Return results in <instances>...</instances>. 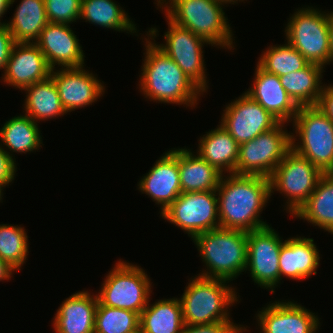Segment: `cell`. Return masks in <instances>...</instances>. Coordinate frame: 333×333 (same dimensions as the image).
Listing matches in <instances>:
<instances>
[{"label":"cell","mask_w":333,"mask_h":333,"mask_svg":"<svg viewBox=\"0 0 333 333\" xmlns=\"http://www.w3.org/2000/svg\"><path fill=\"white\" fill-rule=\"evenodd\" d=\"M158 32L156 27L148 28V38H144L145 57L139 75V90L150 101L183 104L193 109L204 92L156 45L154 39Z\"/></svg>","instance_id":"6da1fadb"},{"label":"cell","mask_w":333,"mask_h":333,"mask_svg":"<svg viewBox=\"0 0 333 333\" xmlns=\"http://www.w3.org/2000/svg\"><path fill=\"white\" fill-rule=\"evenodd\" d=\"M216 192L220 228L251 232L269 226L260 216L271 198L269 178L223 174Z\"/></svg>","instance_id":"7a4b0ae2"},{"label":"cell","mask_w":333,"mask_h":333,"mask_svg":"<svg viewBox=\"0 0 333 333\" xmlns=\"http://www.w3.org/2000/svg\"><path fill=\"white\" fill-rule=\"evenodd\" d=\"M206 270L198 276L227 280L239 277L247 267V232L217 228L192 238Z\"/></svg>","instance_id":"3957f363"},{"label":"cell","mask_w":333,"mask_h":333,"mask_svg":"<svg viewBox=\"0 0 333 333\" xmlns=\"http://www.w3.org/2000/svg\"><path fill=\"white\" fill-rule=\"evenodd\" d=\"M163 4L161 10L165 9V16L175 24L189 29L211 46L234 50V34L223 10L225 4L216 0H167Z\"/></svg>","instance_id":"277c9868"},{"label":"cell","mask_w":333,"mask_h":333,"mask_svg":"<svg viewBox=\"0 0 333 333\" xmlns=\"http://www.w3.org/2000/svg\"><path fill=\"white\" fill-rule=\"evenodd\" d=\"M190 279L179 298L184 325L234 322L230 319L229 307L238 302L239 296L229 281L197 275Z\"/></svg>","instance_id":"5b68a950"},{"label":"cell","mask_w":333,"mask_h":333,"mask_svg":"<svg viewBox=\"0 0 333 333\" xmlns=\"http://www.w3.org/2000/svg\"><path fill=\"white\" fill-rule=\"evenodd\" d=\"M292 124L291 149L324 174L333 173V122L328 116L316 105L301 106Z\"/></svg>","instance_id":"8992f818"},{"label":"cell","mask_w":333,"mask_h":333,"mask_svg":"<svg viewBox=\"0 0 333 333\" xmlns=\"http://www.w3.org/2000/svg\"><path fill=\"white\" fill-rule=\"evenodd\" d=\"M104 279L97 297L109 307L141 314L151 299V282L141 266L119 259Z\"/></svg>","instance_id":"52a82bcc"},{"label":"cell","mask_w":333,"mask_h":333,"mask_svg":"<svg viewBox=\"0 0 333 333\" xmlns=\"http://www.w3.org/2000/svg\"><path fill=\"white\" fill-rule=\"evenodd\" d=\"M285 27L287 42L309 63L330 64L329 12L314 7L298 8Z\"/></svg>","instance_id":"ba28073f"},{"label":"cell","mask_w":333,"mask_h":333,"mask_svg":"<svg viewBox=\"0 0 333 333\" xmlns=\"http://www.w3.org/2000/svg\"><path fill=\"white\" fill-rule=\"evenodd\" d=\"M323 175L313 163L291 149L269 177L270 196L274 191L284 194L287 198L284 210L293 216L308 200Z\"/></svg>","instance_id":"9c48e42d"},{"label":"cell","mask_w":333,"mask_h":333,"mask_svg":"<svg viewBox=\"0 0 333 333\" xmlns=\"http://www.w3.org/2000/svg\"><path fill=\"white\" fill-rule=\"evenodd\" d=\"M285 122L251 141L239 145L237 175H257L269 178L285 155L291 150V133Z\"/></svg>","instance_id":"30bf717a"},{"label":"cell","mask_w":333,"mask_h":333,"mask_svg":"<svg viewBox=\"0 0 333 333\" xmlns=\"http://www.w3.org/2000/svg\"><path fill=\"white\" fill-rule=\"evenodd\" d=\"M216 191L182 192L160 216L180 227L191 239L220 228Z\"/></svg>","instance_id":"8fae6325"},{"label":"cell","mask_w":333,"mask_h":333,"mask_svg":"<svg viewBox=\"0 0 333 333\" xmlns=\"http://www.w3.org/2000/svg\"><path fill=\"white\" fill-rule=\"evenodd\" d=\"M168 30L164 33V44L156 45L162 49L204 93L209 88L203 58L204 45L208 43L189 29L172 22L167 16Z\"/></svg>","instance_id":"7c38bea8"},{"label":"cell","mask_w":333,"mask_h":333,"mask_svg":"<svg viewBox=\"0 0 333 333\" xmlns=\"http://www.w3.org/2000/svg\"><path fill=\"white\" fill-rule=\"evenodd\" d=\"M284 241L271 225L247 232V267L251 280L275 293L280 284L279 253Z\"/></svg>","instance_id":"4fadbf2b"},{"label":"cell","mask_w":333,"mask_h":333,"mask_svg":"<svg viewBox=\"0 0 333 333\" xmlns=\"http://www.w3.org/2000/svg\"><path fill=\"white\" fill-rule=\"evenodd\" d=\"M220 125L240 145L276 127L280 121L248 94L225 106Z\"/></svg>","instance_id":"5bb4252c"},{"label":"cell","mask_w":333,"mask_h":333,"mask_svg":"<svg viewBox=\"0 0 333 333\" xmlns=\"http://www.w3.org/2000/svg\"><path fill=\"white\" fill-rule=\"evenodd\" d=\"M61 103L67 113L98 101L105 92L103 81L82 67L51 69Z\"/></svg>","instance_id":"9a60e30c"},{"label":"cell","mask_w":333,"mask_h":333,"mask_svg":"<svg viewBox=\"0 0 333 333\" xmlns=\"http://www.w3.org/2000/svg\"><path fill=\"white\" fill-rule=\"evenodd\" d=\"M262 308L256 314L260 333H316L320 326L319 317L294 300H278Z\"/></svg>","instance_id":"2e32d148"},{"label":"cell","mask_w":333,"mask_h":333,"mask_svg":"<svg viewBox=\"0 0 333 333\" xmlns=\"http://www.w3.org/2000/svg\"><path fill=\"white\" fill-rule=\"evenodd\" d=\"M138 190L160 206L162 214L182 193L178 168V149L163 153L149 172L142 176Z\"/></svg>","instance_id":"e0dca14e"},{"label":"cell","mask_w":333,"mask_h":333,"mask_svg":"<svg viewBox=\"0 0 333 333\" xmlns=\"http://www.w3.org/2000/svg\"><path fill=\"white\" fill-rule=\"evenodd\" d=\"M76 36L70 24L49 22L35 43L51 69L82 67L85 55Z\"/></svg>","instance_id":"ac0fdd59"},{"label":"cell","mask_w":333,"mask_h":333,"mask_svg":"<svg viewBox=\"0 0 333 333\" xmlns=\"http://www.w3.org/2000/svg\"><path fill=\"white\" fill-rule=\"evenodd\" d=\"M51 68L36 43L16 42L2 74V81L19 90L43 81Z\"/></svg>","instance_id":"d6986e66"},{"label":"cell","mask_w":333,"mask_h":333,"mask_svg":"<svg viewBox=\"0 0 333 333\" xmlns=\"http://www.w3.org/2000/svg\"><path fill=\"white\" fill-rule=\"evenodd\" d=\"M256 66L252 87L245 93L280 122L290 123L295 118L299 106L283 88L279 76Z\"/></svg>","instance_id":"ffe728a7"},{"label":"cell","mask_w":333,"mask_h":333,"mask_svg":"<svg viewBox=\"0 0 333 333\" xmlns=\"http://www.w3.org/2000/svg\"><path fill=\"white\" fill-rule=\"evenodd\" d=\"M97 294L85 290L66 298L53 319L56 333H94Z\"/></svg>","instance_id":"44dd1931"},{"label":"cell","mask_w":333,"mask_h":333,"mask_svg":"<svg viewBox=\"0 0 333 333\" xmlns=\"http://www.w3.org/2000/svg\"><path fill=\"white\" fill-rule=\"evenodd\" d=\"M319 264L320 254L313 238L297 235L284 240L279 253L280 280H306L317 274Z\"/></svg>","instance_id":"7402d4cb"},{"label":"cell","mask_w":333,"mask_h":333,"mask_svg":"<svg viewBox=\"0 0 333 333\" xmlns=\"http://www.w3.org/2000/svg\"><path fill=\"white\" fill-rule=\"evenodd\" d=\"M188 148H178V168L182 192L216 191L222 173Z\"/></svg>","instance_id":"603a6c76"},{"label":"cell","mask_w":333,"mask_h":333,"mask_svg":"<svg viewBox=\"0 0 333 333\" xmlns=\"http://www.w3.org/2000/svg\"><path fill=\"white\" fill-rule=\"evenodd\" d=\"M206 133L198 140L196 153L222 174H236L239 144L220 124Z\"/></svg>","instance_id":"cb8c5ba5"},{"label":"cell","mask_w":333,"mask_h":333,"mask_svg":"<svg viewBox=\"0 0 333 333\" xmlns=\"http://www.w3.org/2000/svg\"><path fill=\"white\" fill-rule=\"evenodd\" d=\"M293 217L333 234V173L320 178L316 189Z\"/></svg>","instance_id":"d4e9b609"},{"label":"cell","mask_w":333,"mask_h":333,"mask_svg":"<svg viewBox=\"0 0 333 333\" xmlns=\"http://www.w3.org/2000/svg\"><path fill=\"white\" fill-rule=\"evenodd\" d=\"M1 126L0 145L1 147H5L3 149H6L5 151L14 160H16V158L12 155H14L13 153L15 152L25 154L41 149L43 140L40 135L41 131L38 127V123L33 121L26 114L17 117L14 116Z\"/></svg>","instance_id":"484cf974"},{"label":"cell","mask_w":333,"mask_h":333,"mask_svg":"<svg viewBox=\"0 0 333 333\" xmlns=\"http://www.w3.org/2000/svg\"><path fill=\"white\" fill-rule=\"evenodd\" d=\"M23 90L26 93L23 104L25 111L23 112L36 123L67 114L61 103L56 85L50 76Z\"/></svg>","instance_id":"4316f807"},{"label":"cell","mask_w":333,"mask_h":333,"mask_svg":"<svg viewBox=\"0 0 333 333\" xmlns=\"http://www.w3.org/2000/svg\"><path fill=\"white\" fill-rule=\"evenodd\" d=\"M324 69L318 64L308 63L303 69L279 78L283 88L299 107L315 106L325 85L321 80Z\"/></svg>","instance_id":"83f0119b"},{"label":"cell","mask_w":333,"mask_h":333,"mask_svg":"<svg viewBox=\"0 0 333 333\" xmlns=\"http://www.w3.org/2000/svg\"><path fill=\"white\" fill-rule=\"evenodd\" d=\"M142 333H182L184 320L179 298L148 301L140 314Z\"/></svg>","instance_id":"f1b7e54d"},{"label":"cell","mask_w":333,"mask_h":333,"mask_svg":"<svg viewBox=\"0 0 333 333\" xmlns=\"http://www.w3.org/2000/svg\"><path fill=\"white\" fill-rule=\"evenodd\" d=\"M13 15L6 25L16 42L35 43L49 23L44 0H21Z\"/></svg>","instance_id":"f546056e"},{"label":"cell","mask_w":333,"mask_h":333,"mask_svg":"<svg viewBox=\"0 0 333 333\" xmlns=\"http://www.w3.org/2000/svg\"><path fill=\"white\" fill-rule=\"evenodd\" d=\"M126 11L113 0H81L79 20L118 32L136 33L137 26Z\"/></svg>","instance_id":"4dcf8cb0"},{"label":"cell","mask_w":333,"mask_h":333,"mask_svg":"<svg viewBox=\"0 0 333 333\" xmlns=\"http://www.w3.org/2000/svg\"><path fill=\"white\" fill-rule=\"evenodd\" d=\"M309 62L288 42L271 45L260 55L257 65L264 71L277 76L303 69Z\"/></svg>","instance_id":"1f68e13d"},{"label":"cell","mask_w":333,"mask_h":333,"mask_svg":"<svg viewBox=\"0 0 333 333\" xmlns=\"http://www.w3.org/2000/svg\"><path fill=\"white\" fill-rule=\"evenodd\" d=\"M25 228L12 224H0V258L16 271L21 270L29 253Z\"/></svg>","instance_id":"d6a6232c"},{"label":"cell","mask_w":333,"mask_h":333,"mask_svg":"<svg viewBox=\"0 0 333 333\" xmlns=\"http://www.w3.org/2000/svg\"><path fill=\"white\" fill-rule=\"evenodd\" d=\"M140 328V314L98 302L94 333H129Z\"/></svg>","instance_id":"836d02e7"},{"label":"cell","mask_w":333,"mask_h":333,"mask_svg":"<svg viewBox=\"0 0 333 333\" xmlns=\"http://www.w3.org/2000/svg\"><path fill=\"white\" fill-rule=\"evenodd\" d=\"M44 3L51 23L71 24L80 18L81 0H44Z\"/></svg>","instance_id":"e575fe53"},{"label":"cell","mask_w":333,"mask_h":333,"mask_svg":"<svg viewBox=\"0 0 333 333\" xmlns=\"http://www.w3.org/2000/svg\"><path fill=\"white\" fill-rule=\"evenodd\" d=\"M244 325L234 322H216L204 325H184L182 333H238Z\"/></svg>","instance_id":"d590c367"},{"label":"cell","mask_w":333,"mask_h":333,"mask_svg":"<svg viewBox=\"0 0 333 333\" xmlns=\"http://www.w3.org/2000/svg\"><path fill=\"white\" fill-rule=\"evenodd\" d=\"M16 161L0 145V183L9 186L15 179Z\"/></svg>","instance_id":"8d00e7d4"},{"label":"cell","mask_w":333,"mask_h":333,"mask_svg":"<svg viewBox=\"0 0 333 333\" xmlns=\"http://www.w3.org/2000/svg\"><path fill=\"white\" fill-rule=\"evenodd\" d=\"M16 41L6 24L0 25V70L4 72Z\"/></svg>","instance_id":"74e56055"},{"label":"cell","mask_w":333,"mask_h":333,"mask_svg":"<svg viewBox=\"0 0 333 333\" xmlns=\"http://www.w3.org/2000/svg\"><path fill=\"white\" fill-rule=\"evenodd\" d=\"M333 122V85H324L319 101L316 105Z\"/></svg>","instance_id":"f35d334b"},{"label":"cell","mask_w":333,"mask_h":333,"mask_svg":"<svg viewBox=\"0 0 333 333\" xmlns=\"http://www.w3.org/2000/svg\"><path fill=\"white\" fill-rule=\"evenodd\" d=\"M14 271L16 270L0 258V281H8L12 277V274H14Z\"/></svg>","instance_id":"ab89813d"},{"label":"cell","mask_w":333,"mask_h":333,"mask_svg":"<svg viewBox=\"0 0 333 333\" xmlns=\"http://www.w3.org/2000/svg\"><path fill=\"white\" fill-rule=\"evenodd\" d=\"M330 63H333V12L329 13Z\"/></svg>","instance_id":"60d3db41"},{"label":"cell","mask_w":333,"mask_h":333,"mask_svg":"<svg viewBox=\"0 0 333 333\" xmlns=\"http://www.w3.org/2000/svg\"><path fill=\"white\" fill-rule=\"evenodd\" d=\"M16 0H0V21L3 17V15L7 12V10L10 8L11 5H13V3ZM6 24V22H0V25Z\"/></svg>","instance_id":"b9f144b4"},{"label":"cell","mask_w":333,"mask_h":333,"mask_svg":"<svg viewBox=\"0 0 333 333\" xmlns=\"http://www.w3.org/2000/svg\"><path fill=\"white\" fill-rule=\"evenodd\" d=\"M216 1H219V2H221V3H223V4H233L234 5V3L236 4V3H238V2H242V1H244V0H216ZM247 1V0H246Z\"/></svg>","instance_id":"7bdbcfd3"},{"label":"cell","mask_w":333,"mask_h":333,"mask_svg":"<svg viewBox=\"0 0 333 333\" xmlns=\"http://www.w3.org/2000/svg\"><path fill=\"white\" fill-rule=\"evenodd\" d=\"M4 188H5V186L0 183V202L3 200L2 198H3V191H4L3 189Z\"/></svg>","instance_id":"ee69618b"},{"label":"cell","mask_w":333,"mask_h":333,"mask_svg":"<svg viewBox=\"0 0 333 333\" xmlns=\"http://www.w3.org/2000/svg\"><path fill=\"white\" fill-rule=\"evenodd\" d=\"M157 3H155V4H157V6H158V8L161 6V5H163V3H165L167 0H155Z\"/></svg>","instance_id":"f6af8a7d"},{"label":"cell","mask_w":333,"mask_h":333,"mask_svg":"<svg viewBox=\"0 0 333 333\" xmlns=\"http://www.w3.org/2000/svg\"><path fill=\"white\" fill-rule=\"evenodd\" d=\"M129 333H142V331H141V328H138L137 330H135V331H131V332H129Z\"/></svg>","instance_id":"bcb514c9"},{"label":"cell","mask_w":333,"mask_h":333,"mask_svg":"<svg viewBox=\"0 0 333 333\" xmlns=\"http://www.w3.org/2000/svg\"><path fill=\"white\" fill-rule=\"evenodd\" d=\"M246 328H247V326H246V327H243L238 333H243V332H245V331L248 332V330H247Z\"/></svg>","instance_id":"7dc6e473"}]
</instances>
